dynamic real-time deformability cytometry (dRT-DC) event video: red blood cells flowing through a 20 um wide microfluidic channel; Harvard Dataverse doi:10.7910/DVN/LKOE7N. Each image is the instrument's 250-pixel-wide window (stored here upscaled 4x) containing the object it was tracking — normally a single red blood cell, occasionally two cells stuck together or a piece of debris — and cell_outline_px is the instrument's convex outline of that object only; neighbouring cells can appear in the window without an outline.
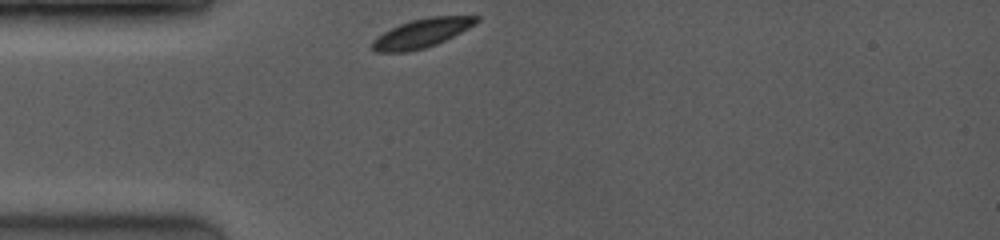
{"species": "common noctule bat (a hibernating species)", "species_latin": "Nyctalus noctula", "temperature_condition": "room temperature", "stored_images_in_passage": 39, "camera_frame_rate_fps": 3500, "um_per_image_px": 0.085, "animal": {"sex": "female", "body_mass_g": 19.0, "forearm_length_mm": 53.3}, "frame": {"image": 1, "passage_image": 1, "time_ms": 0.0, "image_size_px": [1000, 240], "cell_outline_px": [[480, 20], [476, 24], [436, 44], [424, 48], [408, 52], [376, 52], [372, 48], [372, 40], [376, 36], [400, 24], [412, 20], [428, 16], [480, 16]], "centroid_in_image_um": [35.84, 2.81], "position_along_channel_um": 49.2, "area_um2": 17.4}}
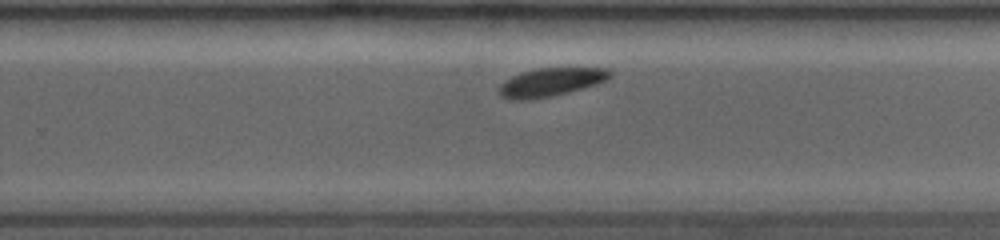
{"frame": {"image": 2, "passage_image": 27, "time_ms": 6.286, "image_size_px": [1000, 240], "cell_outline_px": [[612, 76], [608, 80], [596, 84], [568, 92], [552, 96], [528, 100], [508, 100], [500, 96], [500, 84], [504, 80], [520, 72], [536, 68], [608, 68], [612, 72]], "centroid_in_image_um": [46.81, 6.98], "position_along_channel_um": 283.0, "area_um2": 18.5}}
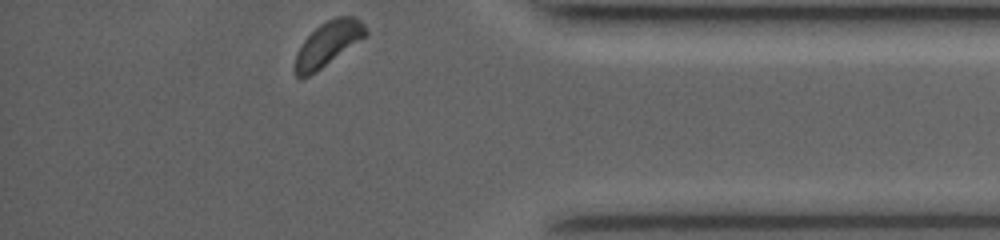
{"frame": {"image": 3, "passage_image": 39, "time_ms": 9.714, "image_size_px": [1000, 240], "cell_outline_px": [[368, 36], [316, 72], [300, 80], [296, 76], [296, 52], [304, 40], [320, 24], [336, 16], [356, 16], [364, 24], [368, 32]], "centroid_in_image_um": [27.92, 3.71], "position_along_channel_um": 407.3, "area_um2": 18.38}, "authors_computed_cell_mechanics": {"area_um2": 19.0162, "velocity_mm_per_s": 3.923, "shape_relaxation_time_tau1_ms": 1.0648, "shape_relaxation_time_tau2_ms": null, "deformation_change_tau1": 0.0674, "deformation_change_tau2": null}}